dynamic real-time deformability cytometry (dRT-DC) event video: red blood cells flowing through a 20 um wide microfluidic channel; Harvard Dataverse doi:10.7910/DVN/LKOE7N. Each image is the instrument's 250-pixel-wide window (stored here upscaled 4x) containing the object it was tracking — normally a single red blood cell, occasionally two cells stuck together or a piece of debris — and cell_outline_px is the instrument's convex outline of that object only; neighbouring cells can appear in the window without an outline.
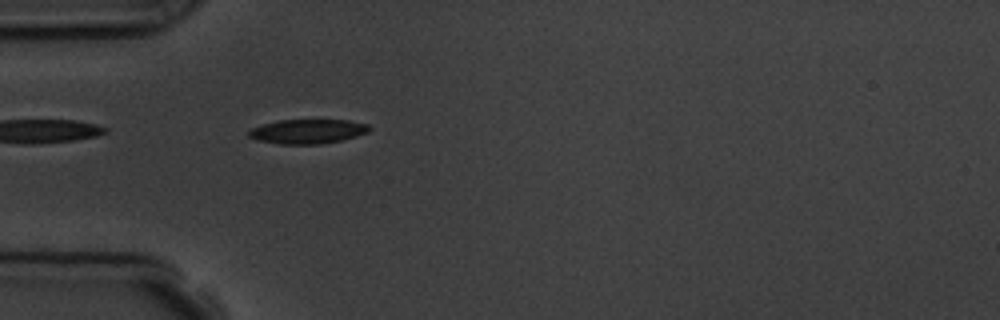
{"species": "common noctule bat (a hibernating species)", "species_latin": "Nyctalus noctula", "temperature_condition": "room temperature", "stored_images_in_passage": 4, "camera_frame_rate_fps": 3000, "um_per_image_px": 0.085, "animal": {"sex": "male", "body_mass_g": 19.5, "forearm_length_mm": 54.6}, "frame": {"image": 1, "passage_image": 4, "time_ms": 4.0, "image_size_px": [1000, 320], "cell_outline_px": [[372, 128], [368, 132], [356, 136], [340, 140], [320, 144], [280, 144], [256, 140], [248, 136], [248, 132], [252, 128], [264, 124], [280, 120], [348, 120], [368, 124]], "centroid_in_image_um": [26.16, 11.17], "position_along_channel_um": 58.8, "area_um2": 17.05}}